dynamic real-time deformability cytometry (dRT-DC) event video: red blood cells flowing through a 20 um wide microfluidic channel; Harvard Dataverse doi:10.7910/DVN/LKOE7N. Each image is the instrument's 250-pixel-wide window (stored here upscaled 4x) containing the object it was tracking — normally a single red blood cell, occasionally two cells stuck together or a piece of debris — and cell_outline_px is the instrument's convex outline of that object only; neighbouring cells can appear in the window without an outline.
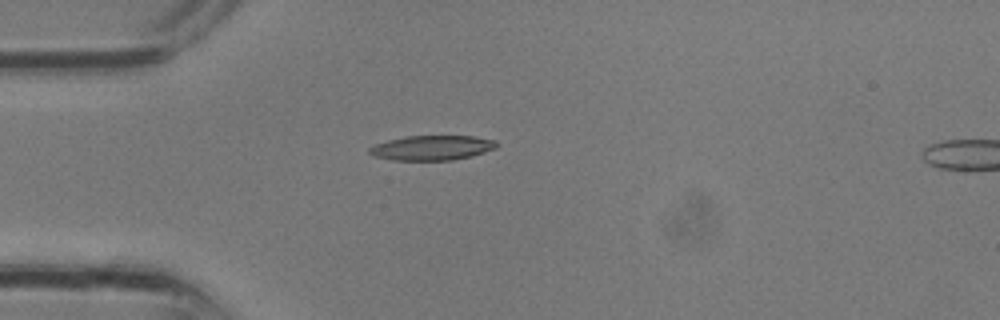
{"species": "common noctule bat (a hibernating species)", "species_latin": "Nyctalus noctula", "temperature_condition": "room temperature", "stored_images_in_passage": 25, "camera_frame_rate_fps": 3000, "um_per_image_px": 0.085, "animal": {"sex": "male", "body_mass_g": 13.3}, "frame": {"image": 1, "passage_image": 2, "time_ms": 0.333, "image_size_px": [1000, 320], "cell_outline_px": [[500, 144], [496, 148], [472, 156], [452, 160], [392, 160], [372, 156], [368, 152], [368, 148], [376, 144], [388, 140], [404, 136], [476, 136], [496, 140]], "centroid_in_image_um": [36.73, 12.56], "position_along_channel_um": 48.3, "area_um2": 18.55}}
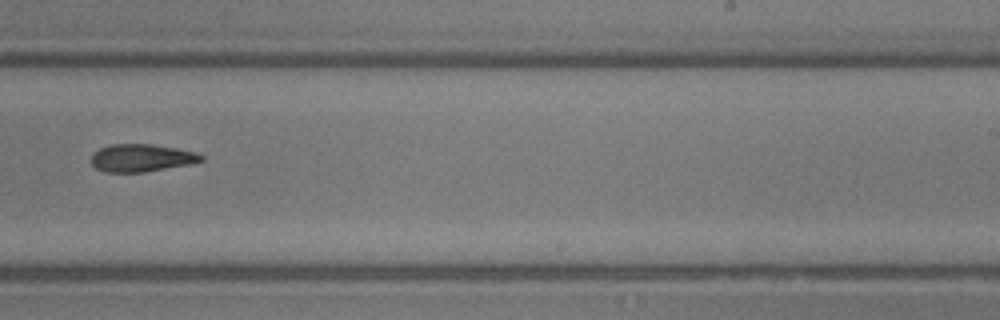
{"frame": {"image": 2, "passage_image": 13, "time_ms": 4.0, "image_size_px": [1000, 320], "cell_outline_px": [[204, 160], [192, 164], [144, 172], [104, 172], [96, 168], [88, 160], [100, 148], [112, 144], [152, 144], [176, 148], [196, 152], [204, 156]], "centroid_in_image_um": [12.04, 13.43], "position_along_channel_um": 277.0, "area_um2": 17.8}}
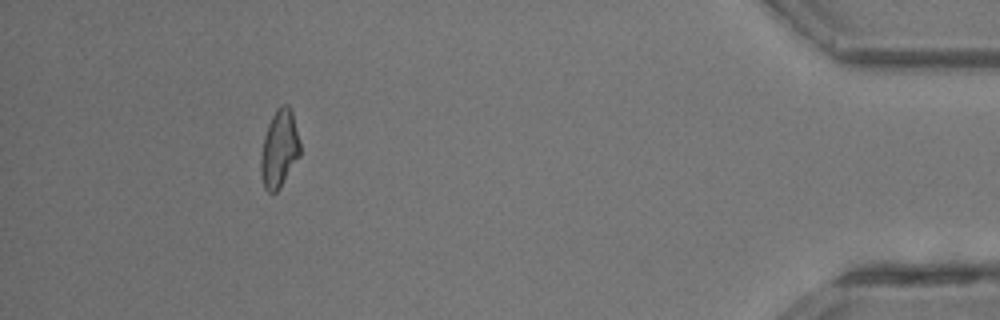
{"frame": {"image": 3, "passage_image": 22, "time_ms": 7.0, "image_size_px": [1000, 320], "cell_outline_px": [[300, 156], [280, 188], [276, 192], [268, 192], [264, 188], [260, 172], [260, 156], [264, 136], [268, 124], [276, 108], [280, 104], [288, 104], [292, 112], [300, 140]], "centroid_in_image_um": [23.74, 12.64], "position_along_channel_um": 411.5, "area_um2": 17.98}}